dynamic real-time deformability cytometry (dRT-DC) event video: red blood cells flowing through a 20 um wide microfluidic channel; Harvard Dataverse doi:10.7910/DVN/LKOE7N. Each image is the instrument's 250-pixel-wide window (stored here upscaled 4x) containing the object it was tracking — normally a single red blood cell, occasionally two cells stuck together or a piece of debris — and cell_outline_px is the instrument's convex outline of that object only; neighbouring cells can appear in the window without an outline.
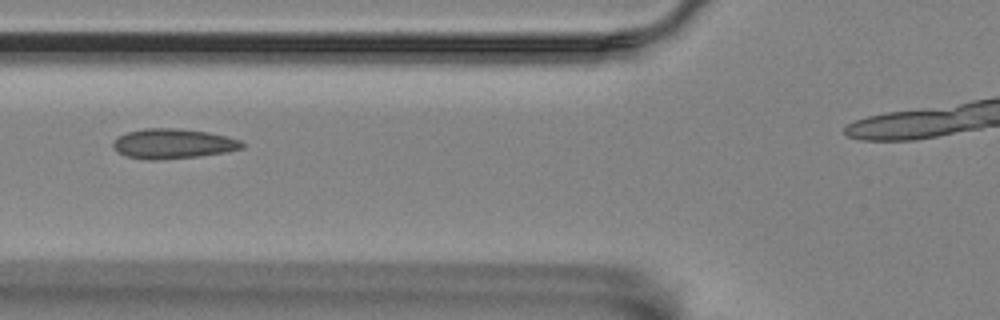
{"species": "Egyptian fruit bat (a non-hibernating species)", "species_latin": "Rousettus aegyptiacus", "temperature_condition": "room temperature", "stored_images_in_passage": 4, "camera_frame_rate_fps": 3000, "um_per_image_px": 0.085, "animal": {"sex": "female"}, "frame": {"image": 1, "passage_image": 2, "time_ms": 1.0, "image_size_px": [1000, 320], "cell_outline_px": [[244, 148], [224, 152], [196, 156], [156, 160], [148, 160], [128, 156], [116, 152], [112, 144], [120, 136], [128, 132], [144, 128], [180, 128], [208, 132], [240, 140], [244, 144]], "centroid_in_image_um": [14.7, 12.21], "position_along_channel_um": 111.1, "area_um2": 22.2}}
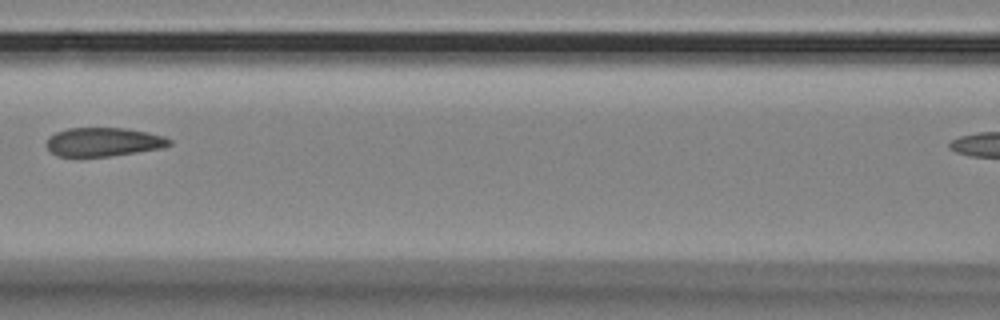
{"frame": {"image": 2, "passage_image": 3, "time_ms": 2.333, "image_size_px": [1000, 320], "cell_outline_px": [[172, 144], [164, 148], [108, 156], [56, 156], [48, 148], [48, 136], [56, 132], [68, 128], [124, 128], [148, 132], [164, 136], [172, 140]], "centroid_in_image_um": [8.83, 12.06], "position_along_channel_um": 157.8, "area_um2": 20.52}}